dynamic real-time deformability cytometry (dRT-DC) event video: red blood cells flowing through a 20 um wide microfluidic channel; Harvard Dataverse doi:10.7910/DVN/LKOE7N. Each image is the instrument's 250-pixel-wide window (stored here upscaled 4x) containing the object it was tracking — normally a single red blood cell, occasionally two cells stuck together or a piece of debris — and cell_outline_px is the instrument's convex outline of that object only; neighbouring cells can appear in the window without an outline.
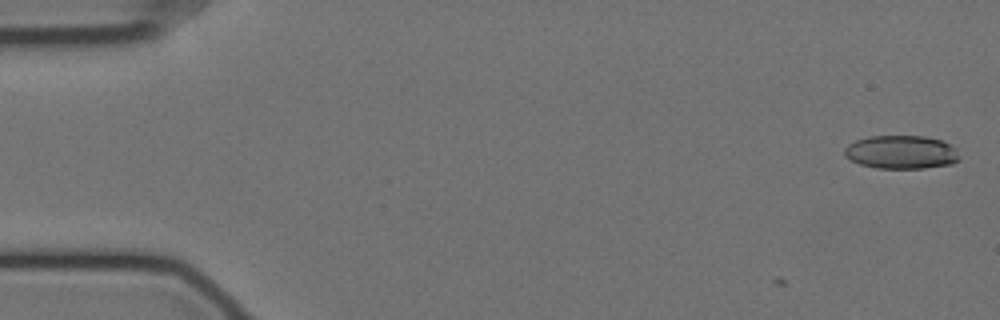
{"species": "Egyptian fruit bat (a non-hibernating species)", "species_latin": "Rousettus aegyptiacus", "temperature_condition": "cold", "stored_images_in_passage": 3, "camera_frame_rate_fps": 3000, "um_per_image_px": 0.085, "animal": {"sex": "female"}, "frame": {"image": 1, "passage_image": 3, "time_ms": 0.667, "image_size_px": [1000, 320], "cell_outline_px": [[960, 160], [952, 164], [924, 168], [876, 168], [860, 164], [844, 156], [844, 148], [848, 144], [856, 140], [868, 136], [924, 136], [940, 140], [956, 148], [960, 156]], "centroid_in_image_um": [76.61, 12.93], "position_along_channel_um": 8.4, "area_um2": 22.48}}